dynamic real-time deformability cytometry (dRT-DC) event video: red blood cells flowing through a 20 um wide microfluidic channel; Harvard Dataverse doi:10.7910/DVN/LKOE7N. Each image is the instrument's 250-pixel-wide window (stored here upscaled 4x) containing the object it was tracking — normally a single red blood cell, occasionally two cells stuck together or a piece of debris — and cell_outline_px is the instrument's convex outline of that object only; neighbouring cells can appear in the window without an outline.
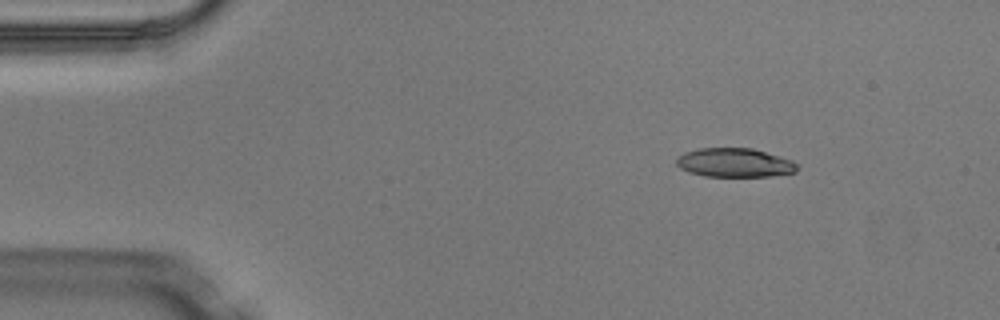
{"species": "Egyptian fruit bat (a non-hibernating species)", "species_latin": "Rousettus aegyptiacus", "temperature_condition": "warm", "stored_images_in_passage": 3, "camera_frame_rate_fps": 3000, "um_per_image_px": 0.085, "animal": {"sex": "male"}, "frame": {"image": 1, "passage_image": 1, "time_ms": 0.0, "image_size_px": [1000, 320], "cell_outline_px": [[800, 164], [796, 172], [772, 176], [704, 176], [688, 172], [680, 168], [676, 164], [676, 156], [684, 152], [700, 148], [752, 148], [780, 156], [792, 160]], "centroid_in_image_um": [62.45, 13.83], "position_along_channel_um": 22.6, "area_um2": 20.58}}